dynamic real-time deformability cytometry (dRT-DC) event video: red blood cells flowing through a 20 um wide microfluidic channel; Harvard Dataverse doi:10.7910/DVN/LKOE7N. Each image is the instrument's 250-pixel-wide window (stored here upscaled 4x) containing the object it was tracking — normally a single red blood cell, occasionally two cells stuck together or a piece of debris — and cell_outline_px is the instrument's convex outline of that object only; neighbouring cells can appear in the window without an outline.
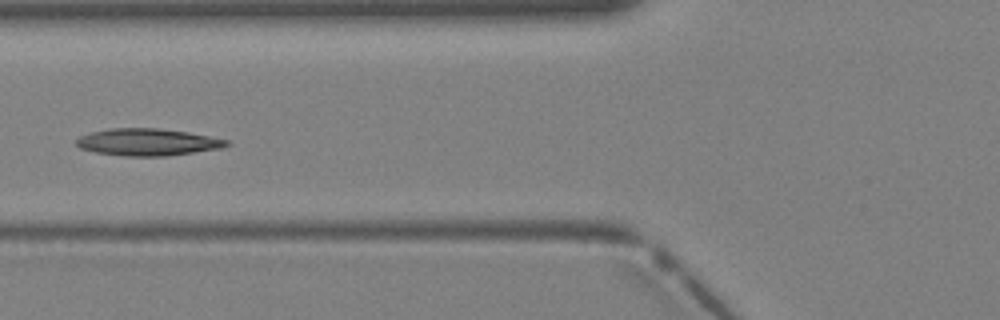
{"species": "Egyptian fruit bat (a non-hibernating species)", "species_latin": "Rousettus aegyptiacus", "temperature_condition": "warm", "stored_images_in_passage": 4, "camera_frame_rate_fps": 3000, "um_per_image_px": 0.085, "animal": {"sex": "female"}, "frame": {"image": 1, "passage_image": 4, "time_ms": 1.0, "image_size_px": [1000, 320], "cell_outline_px": [[232, 144], [220, 148], [168, 156], [124, 156], [96, 152], [80, 148], [76, 144], [76, 140], [80, 136], [92, 132], [108, 128], [156, 128], [188, 132], [232, 140]], "centroid_in_image_um": [12.59, 12.08], "position_along_channel_um": 113.2, "area_um2": 23.76}}